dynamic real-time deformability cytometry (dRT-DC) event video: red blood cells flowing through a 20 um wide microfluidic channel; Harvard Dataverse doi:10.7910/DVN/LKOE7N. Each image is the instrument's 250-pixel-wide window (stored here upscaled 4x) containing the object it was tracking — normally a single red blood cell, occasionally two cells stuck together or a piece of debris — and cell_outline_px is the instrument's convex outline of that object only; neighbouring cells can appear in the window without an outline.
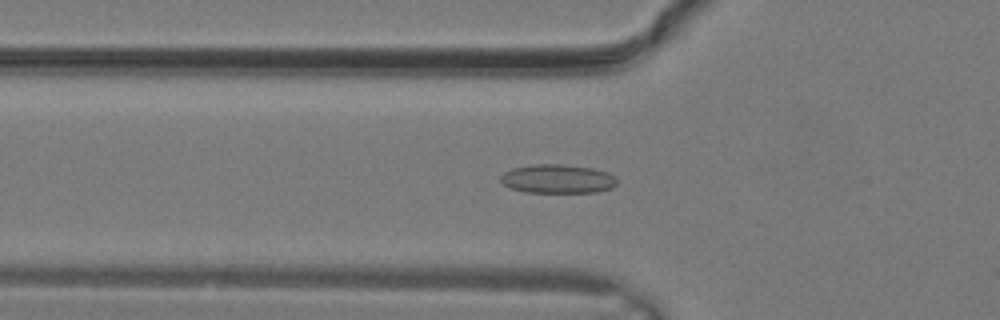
{"species": "common noctule bat (a hibernating species)", "species_latin": "Nyctalus noctula", "temperature_condition": "warm", "stored_images_in_passage": 28, "camera_frame_rate_fps": 3000, "um_per_image_px": 0.085, "animal": {"sex": "male", "body_mass_g": 19.2, "forearm_length_mm": 51.8}, "frame": {"image": 1, "passage_image": 11, "time_ms": 3.333, "image_size_px": [1000, 320], "cell_outline_px": [[616, 184], [612, 188], [596, 192], [524, 192], [508, 188], [500, 180], [500, 176], [504, 172], [512, 168], [532, 164], [560, 164], [592, 168], [608, 172], [616, 180]], "centroid_in_image_um": [47.35, 15.2], "position_along_channel_um": 78.5, "area_um2": 19.59}}
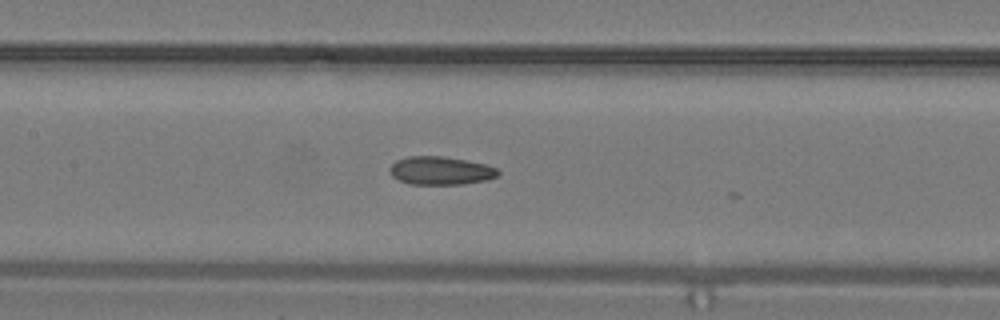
{"frame": {"image": 2, "passage_image": 15, "time_ms": 4.667, "image_size_px": [1000, 320], "cell_outline_px": [[500, 172], [496, 176], [488, 180], [460, 184], [408, 184], [392, 176], [388, 168], [396, 160], [408, 156], [444, 156], [484, 164], [496, 168]], "centroid_in_image_um": [37.42, 14.5], "position_along_channel_um": 170.0, "area_um2": 17.74}}
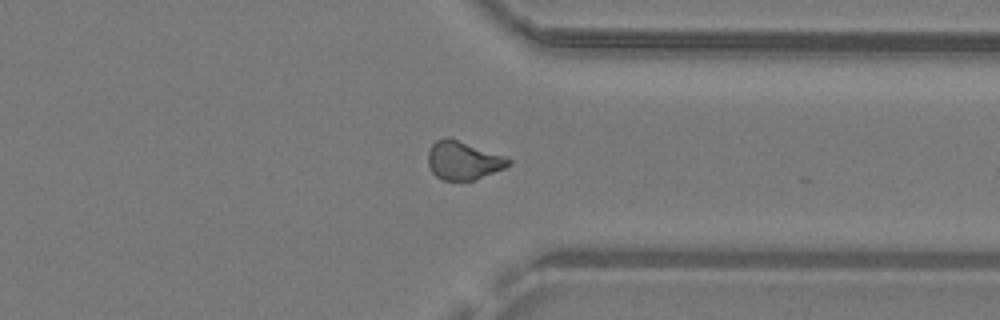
{"frame": {"image": 3, "passage_image": 24, "time_ms": 7.667, "image_size_px": [1000, 320], "cell_outline_px": [[512, 164], [504, 168], [472, 180], [444, 180], [436, 176], [432, 172], [428, 164], [428, 152], [432, 144], [436, 140], [448, 136], [508, 156], [512, 160]], "centroid_in_image_um": [39.4, 13.61], "position_along_channel_um": 372.0, "area_um2": 18.21}}